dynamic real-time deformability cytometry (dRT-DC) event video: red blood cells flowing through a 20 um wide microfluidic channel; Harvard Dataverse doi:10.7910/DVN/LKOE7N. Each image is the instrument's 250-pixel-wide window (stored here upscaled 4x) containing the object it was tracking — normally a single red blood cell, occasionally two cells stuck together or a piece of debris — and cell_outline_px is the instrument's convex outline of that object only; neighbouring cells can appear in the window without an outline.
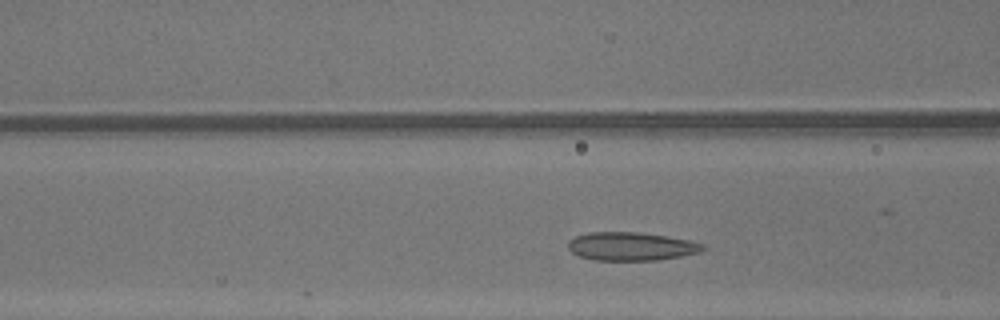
{"species": "common noctule bat (a hibernating species)", "species_latin": "Nyctalus noctula", "temperature_condition": "warm", "stored_images_in_passage": 6, "camera_frame_rate_fps": 3000, "um_per_image_px": 0.085, "animal": {"sex": "male", "body_mass_g": 13.3}, "frame": {"image": 1, "passage_image": 6, "time_ms": 1.667, "image_size_px": [1000, 320], "cell_outline_px": [[704, 248], [700, 252], [680, 256], [656, 260], [596, 260], [580, 256], [572, 252], [568, 248], [568, 244], [576, 236], [588, 232], [640, 232], [668, 236], [688, 240], [704, 244]], "centroid_in_image_um": [53.66, 20.93], "position_along_channel_um": 112.9, "area_um2": 22.08}}